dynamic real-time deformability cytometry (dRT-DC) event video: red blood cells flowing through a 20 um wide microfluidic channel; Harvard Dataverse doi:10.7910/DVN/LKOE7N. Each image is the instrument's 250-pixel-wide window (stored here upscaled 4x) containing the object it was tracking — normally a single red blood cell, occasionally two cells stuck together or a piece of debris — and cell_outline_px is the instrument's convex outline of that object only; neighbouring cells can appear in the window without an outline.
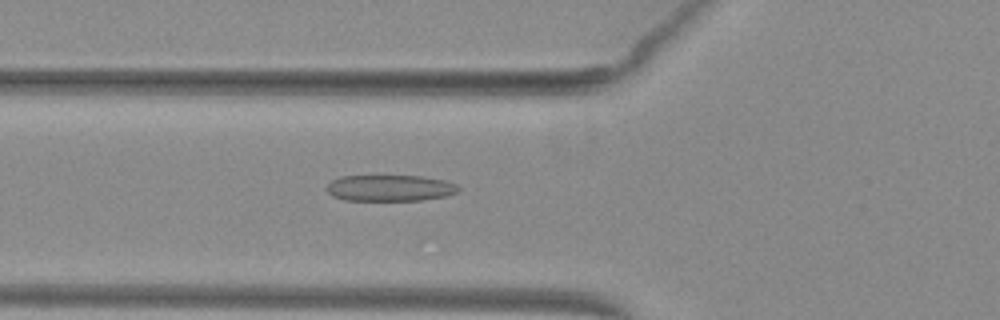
{"species": "common noctule bat (a hibernating species)", "species_latin": "Nyctalus noctula", "temperature_condition": "warm", "stored_images_in_passage": 20, "camera_frame_rate_fps": 3000, "um_per_image_px": 0.085, "animal": {"sex": "female", "body_mass_g": 29.2, "forearm_length_mm": 56.3}, "frame": {"image": 1, "passage_image": 13, "time_ms": 4.0, "image_size_px": [1000, 320], "cell_outline_px": [[460, 192], [444, 196], [420, 200], [344, 200], [332, 196], [324, 188], [332, 180], [340, 176], [420, 176], [444, 180], [456, 184], [460, 188]], "centroid_in_image_um": [33.13, 15.98], "position_along_channel_um": 92.7, "area_um2": 20.17}}
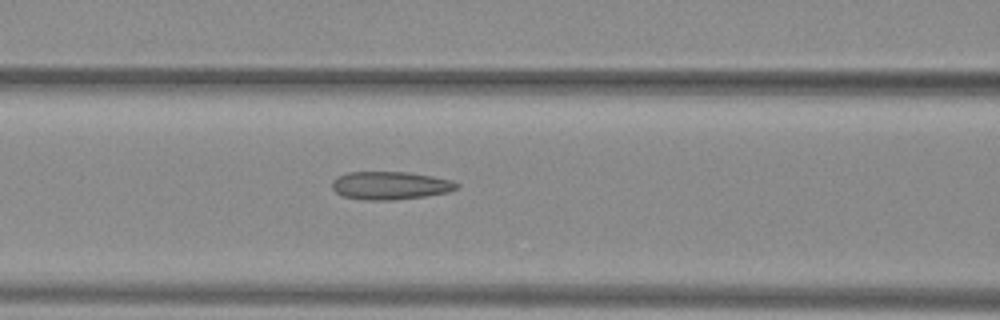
{"frame": {"image": 2, "passage_image": 16, "time_ms": 5.0, "image_size_px": [1000, 320], "cell_outline_px": [[460, 188], [448, 192], [424, 196], [392, 200], [364, 200], [344, 196], [336, 192], [332, 188], [332, 180], [336, 176], [348, 172], [408, 172], [432, 176], [452, 180], [460, 184]], "centroid_in_image_um": [33.18, 15.76], "position_along_channel_um": 133.4, "area_um2": 20.46}}